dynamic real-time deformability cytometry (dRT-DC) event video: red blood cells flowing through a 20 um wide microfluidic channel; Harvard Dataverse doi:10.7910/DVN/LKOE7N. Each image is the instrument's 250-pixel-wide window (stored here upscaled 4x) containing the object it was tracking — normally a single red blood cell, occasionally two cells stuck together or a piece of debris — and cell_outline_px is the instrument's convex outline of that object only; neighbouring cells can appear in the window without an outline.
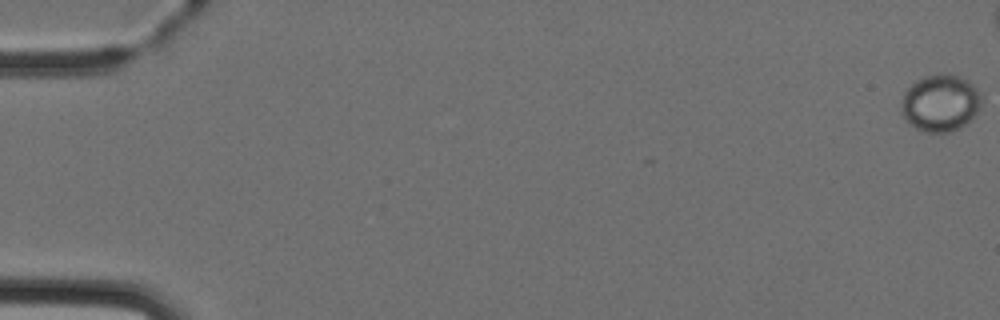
{"species": "Egyptian fruit bat (a non-hibernating species)", "species_latin": "Rousettus aegyptiacus", "temperature_condition": "cold", "stored_images_in_passage": 6, "camera_frame_rate_fps": 3000, "um_per_image_px": 0.085, "animal": {"sex": "female"}, "frame": {"image": 1, "passage_image": 1, "time_ms": 0.0, "image_size_px": [1000, 320], "cell_outline_px": [[980, 104], [972, 120], [960, 128], [948, 132], [928, 132], [916, 128], [900, 112], [900, 104], [904, 92], [916, 80], [924, 76], [940, 72], [960, 76], [968, 80], [976, 88], [980, 96]], "centroid_in_image_um": [79.92, 8.73], "position_along_channel_um": 5.1, "area_um2": 26.65}}